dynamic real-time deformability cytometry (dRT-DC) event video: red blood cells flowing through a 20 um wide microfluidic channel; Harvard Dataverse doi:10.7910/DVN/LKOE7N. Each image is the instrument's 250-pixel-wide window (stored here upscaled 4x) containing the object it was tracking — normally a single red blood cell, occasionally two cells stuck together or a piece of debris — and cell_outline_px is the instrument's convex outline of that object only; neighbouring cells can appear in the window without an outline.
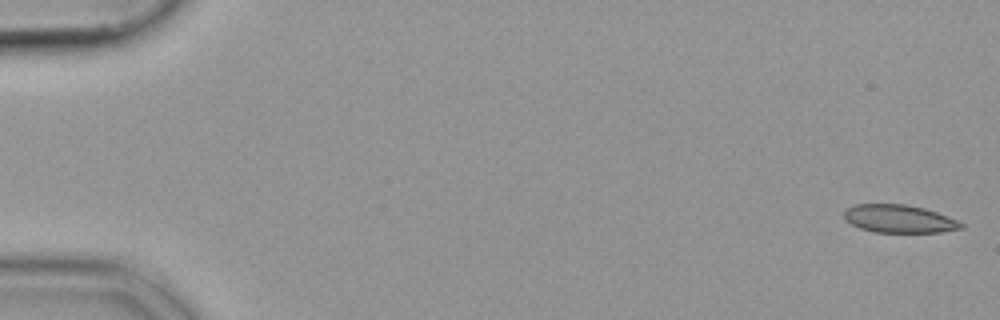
{"species": "common noctule bat (a hibernating species)", "species_latin": "Nyctalus noctula", "temperature_condition": "cold", "stored_images_in_passage": 53, "camera_frame_rate_fps": 3000, "um_per_image_px": 0.085, "animal": {"sex": "female", "body_mass_g": 19.9}, "frame": {"image": 1, "passage_image": 1, "time_ms": 0.0, "image_size_px": [1000, 320], "cell_outline_px": [[964, 228], [940, 232], [872, 232], [860, 228], [844, 220], [844, 212], [852, 204], [904, 204], [924, 208], [936, 212], [956, 220], [964, 224]], "centroid_in_image_um": [76.4, 18.6], "position_along_channel_um": 8.6, "area_um2": 19.02}}
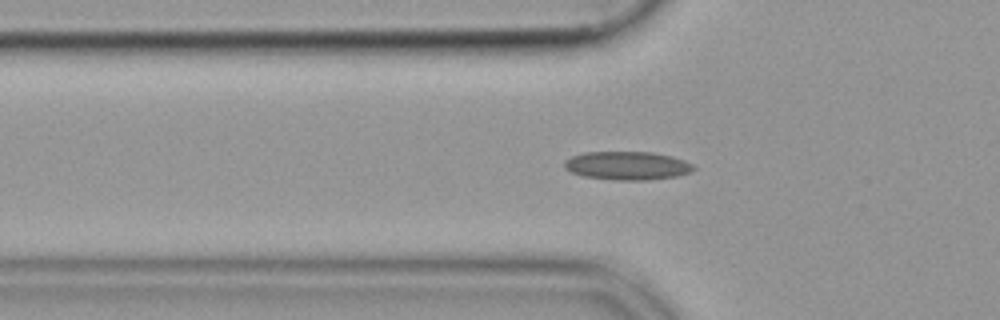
{"frame": {"image": 2, "passage_image": 18, "time_ms": 5.667, "image_size_px": [1000, 320], "cell_outline_px": [[696, 168], [688, 172], [676, 176], [648, 180], [616, 180], [580, 176], [564, 168], [564, 160], [572, 156], [584, 152], [652, 152], [672, 156], [684, 160], [692, 164]], "centroid_in_image_um": [53.28, 14.08], "position_along_channel_um": 72.5, "area_um2": 21.44}}
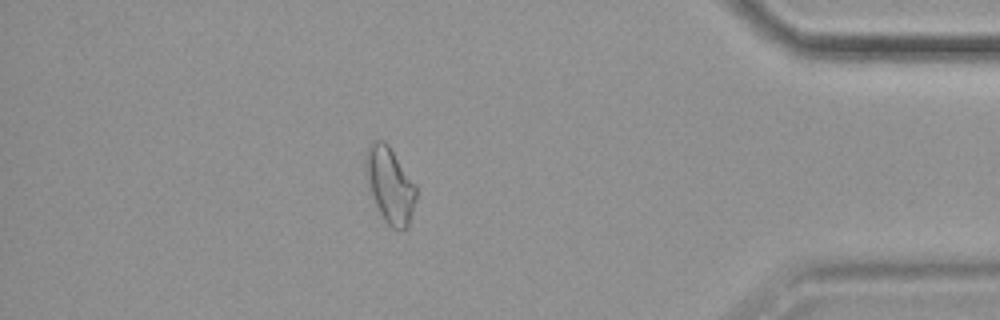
{"frame": {"image": 3, "passage_image": 47, "time_ms": 15.333, "image_size_px": [1000, 320], "cell_outline_px": [[416, 200], [408, 228], [392, 228], [384, 220], [368, 192], [364, 176], [364, 156], [368, 144], [372, 140], [384, 140], [388, 144], [416, 184]], "centroid_in_image_um": [33.09, 15.69], "position_along_channel_um": 402.1, "area_um2": 22.95}}